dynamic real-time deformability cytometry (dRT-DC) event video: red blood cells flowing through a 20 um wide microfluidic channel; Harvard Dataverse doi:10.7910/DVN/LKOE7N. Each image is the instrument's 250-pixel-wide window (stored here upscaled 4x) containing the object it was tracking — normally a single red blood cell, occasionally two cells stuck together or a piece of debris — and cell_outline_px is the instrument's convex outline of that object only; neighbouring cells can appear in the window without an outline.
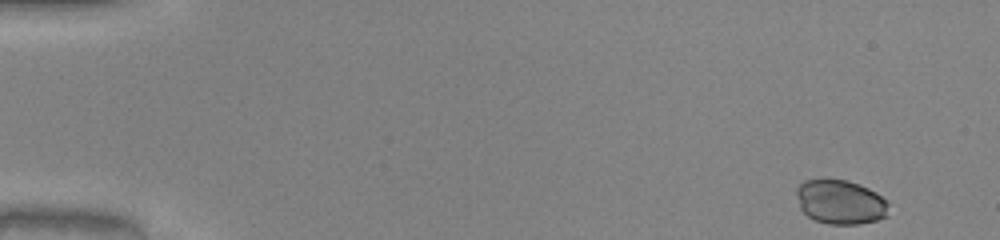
{"species": "common noctule bat (a hibernating species)", "species_latin": "Nyctalus noctula", "temperature_condition": "warm", "stored_images_in_passage": 49, "camera_frame_rate_fps": 3000, "um_per_image_px": 0.085, "animal": {"sex": "male", "body_mass_g": 20.0, "forearm_length_mm": 53.3}, "frame": {"image": 1, "passage_image": 1, "time_ms": 0.0, "image_size_px": [1000, 240], "cell_outline_px": [[888, 216], [876, 220], [856, 224], [828, 224], [816, 220], [808, 216], [800, 208], [796, 196], [796, 188], [804, 180], [848, 180], [868, 188], [876, 192], [888, 200]], "centroid_in_image_um": [71.45, 17.17], "position_along_channel_um": 13.6, "area_um2": 23.81}}
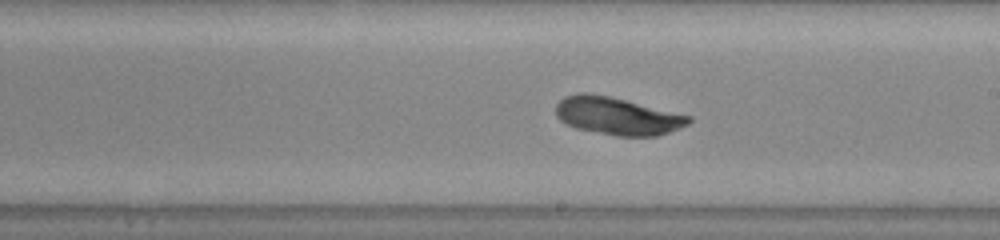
{"frame": {"image": 2, "passage_image": 28, "time_ms": 9.0, "image_size_px": [1000, 240], "cell_outline_px": [[692, 120], [688, 124], [680, 128], [656, 136], [616, 136], [576, 128], [560, 120], [556, 116], [556, 104], [564, 96], [580, 92], [588, 92], [608, 96], [692, 116]], "centroid_in_image_um": [52.46, 9.85], "position_along_channel_um": 236.5, "area_um2": 29.02}}
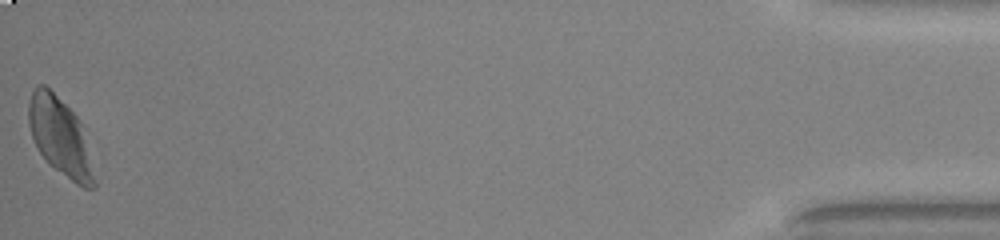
{"frame": {"image": 3, "passage_image": 49, "time_ms": 16.0, "image_size_px": [1000, 240], "cell_outline_px": [[96, 188], [84, 188], [76, 184], [56, 168], [40, 152], [32, 136], [28, 124], [28, 104], [32, 92], [40, 84], [44, 84], [80, 120], [96, 184]], "centroid_in_image_um": [5.09, 11.62], "position_along_channel_um": 430.1, "area_um2": 28.61}, "authors_computed_cell_mechanics": {"area_um2": 27.744, "velocity_mm_per_s": 4.0574, "shape_relaxation_time_tau1_ms": 1.8715, "shape_relaxation_time_tau2_ms": null, "deformation_change_tau1": 0.0336, "deformation_change_tau2": null}}